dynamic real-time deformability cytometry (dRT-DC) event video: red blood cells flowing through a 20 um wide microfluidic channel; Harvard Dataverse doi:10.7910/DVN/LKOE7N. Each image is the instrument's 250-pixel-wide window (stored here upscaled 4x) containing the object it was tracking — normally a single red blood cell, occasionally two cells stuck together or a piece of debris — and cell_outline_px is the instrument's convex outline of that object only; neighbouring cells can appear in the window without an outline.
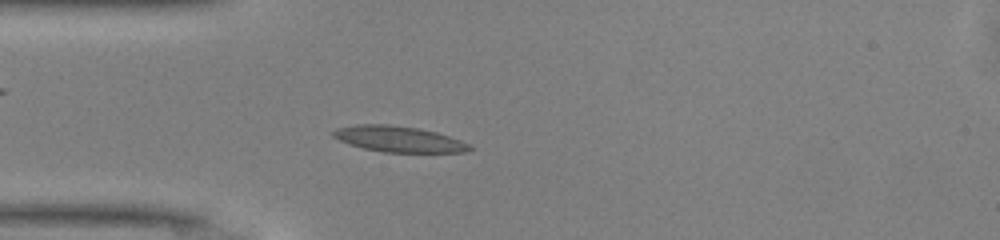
{"species": "common noctule bat (a hibernating species)", "species_latin": "Nyctalus noctula", "temperature_condition": "warm", "stored_images_in_passage": 48, "camera_frame_rate_fps": 3000, "um_per_image_px": 0.085, "animal": {"sex": "male", "body_mass_g": 13.0, "forearm_length_mm": 53.1}, "frame": {"image": 1, "passage_image": 12, "time_ms": 3.667, "image_size_px": [1000, 240], "cell_outline_px": [[476, 148], [464, 152], [384, 152], [364, 148], [340, 140], [332, 136], [328, 132], [336, 128], [356, 124], [388, 124], [416, 128], [436, 132], [460, 140]], "centroid_in_image_um": [33.86, 11.81], "position_along_channel_um": 51.1, "area_um2": 20.46}}
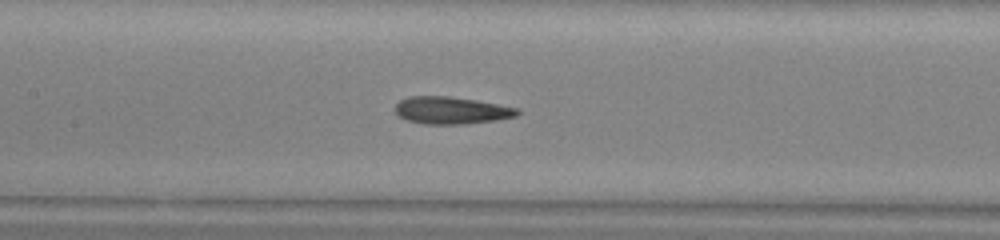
{"frame": {"image": 2, "passage_image": 21, "time_ms": 6.667, "image_size_px": [1000, 240], "cell_outline_px": [[520, 112], [516, 116], [496, 120], [464, 124], [424, 124], [408, 120], [400, 116], [396, 112], [396, 104], [400, 100], [408, 96], [448, 96], [520, 108]], "centroid_in_image_um": [38.36, 9.38], "position_along_channel_um": 169.0, "area_um2": 19.19}}
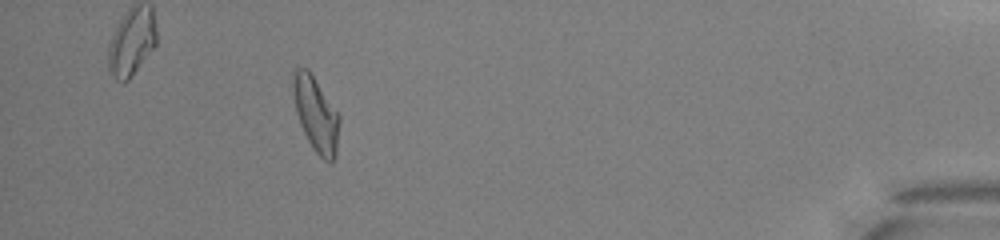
{"frame": {"image": 3, "passage_image": 43, "time_ms": 14.0, "image_size_px": [1000, 240], "cell_outline_px": [[340, 124], [336, 156], [332, 164], [328, 164], [312, 148], [300, 124], [296, 112], [292, 88], [292, 72], [296, 68], [308, 68], [340, 116]], "centroid_in_image_um": [26.86, 9.73], "position_along_channel_um": 408.3, "area_um2": 20.35}, "authors_computed_cell_mechanics": {"area_um2": 19.6231, "velocity_mm_per_s": 4.1484, "shape_relaxation_time_tau1_ms": 7.658, "shape_relaxation_time_tau2_ms": 3.9531, "deformation_change_tau1": 0.2164, "deformation_change_tau2": 0.0953}}